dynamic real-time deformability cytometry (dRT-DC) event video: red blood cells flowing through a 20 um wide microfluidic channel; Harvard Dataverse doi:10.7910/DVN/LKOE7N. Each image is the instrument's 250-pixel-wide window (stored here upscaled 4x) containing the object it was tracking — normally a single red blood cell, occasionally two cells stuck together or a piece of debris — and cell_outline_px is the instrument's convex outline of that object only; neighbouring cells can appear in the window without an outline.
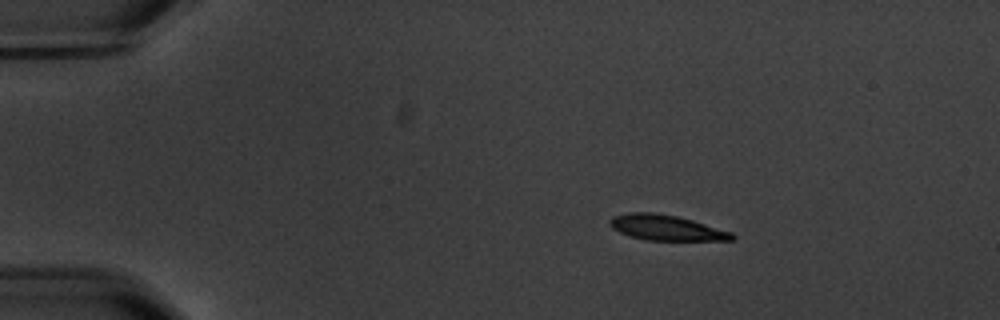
{"species": "common noctule bat (a hibernating species)", "species_latin": "Nyctalus noctula", "temperature_condition": "warm", "stored_images_in_passage": 3, "camera_frame_rate_fps": 3000, "um_per_image_px": 0.085, "animal": {"sex": "male", "body_mass_g": 20.1, "forearm_length_mm": 53.5}, "frame": {"image": 1, "passage_image": 1, "time_ms": 0.0, "image_size_px": [1000, 320], "cell_outline_px": [[736, 236], [732, 240], [648, 240], [632, 236], [620, 232], [612, 228], [608, 224], [608, 220], [612, 216], [628, 212], [652, 212], [676, 216], [692, 220], [732, 232]], "centroid_in_image_um": [56.6, 19.34], "position_along_channel_um": 28.4, "area_um2": 17.98}}